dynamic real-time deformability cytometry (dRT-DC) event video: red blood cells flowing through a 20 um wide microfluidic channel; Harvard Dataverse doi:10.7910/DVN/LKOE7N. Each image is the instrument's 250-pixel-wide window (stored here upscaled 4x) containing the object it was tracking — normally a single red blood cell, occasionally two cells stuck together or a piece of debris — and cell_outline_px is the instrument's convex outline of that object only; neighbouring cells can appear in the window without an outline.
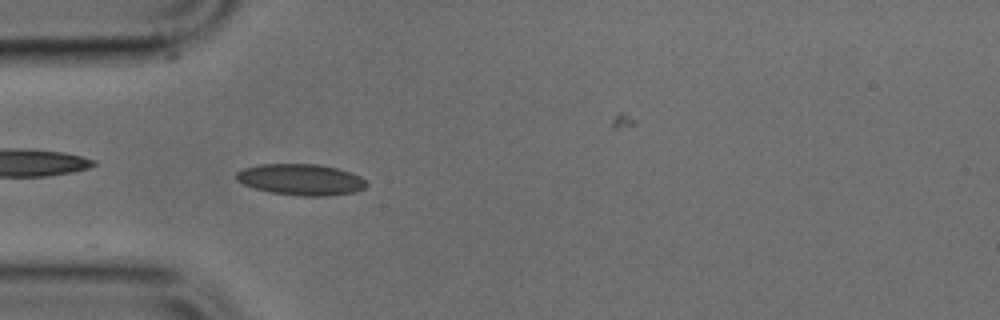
{"species": "common noctule bat (a hibernating species)", "species_latin": "Nyctalus noctula", "temperature_condition": "cold", "stored_images_in_passage": 20, "camera_frame_rate_fps": 3000, "um_per_image_px": 0.085, "animal": {"sex": "male", "body_mass_g": 17.9, "forearm_length_mm": 54.2}, "frame": {"image": 1, "passage_image": 1, "time_ms": 0.0, "image_size_px": [1000, 320], "cell_outline_px": [[368, 184], [364, 188], [352, 192], [328, 196], [300, 196], [272, 192], [256, 188], [244, 184], [236, 180], [236, 172], [244, 168], [260, 164], [316, 164], [336, 168], [360, 176]], "centroid_in_image_um": [25.56, 15.26], "position_along_channel_um": 59.4, "area_um2": 23.41}}
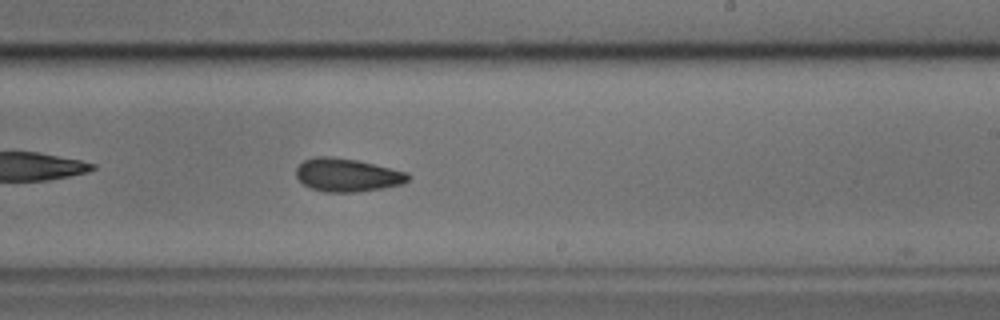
{"frame": {"image": 2, "passage_image": 16, "time_ms": 5.0, "image_size_px": [1000, 320], "cell_outline_px": [[412, 176], [404, 184], [356, 192], [324, 192], [312, 188], [304, 184], [296, 176], [296, 168], [304, 160], [316, 156], [332, 156], [356, 160], [408, 172]], "centroid_in_image_um": [29.53, 14.87], "position_along_channel_um": 259.5, "area_um2": 21.62}}